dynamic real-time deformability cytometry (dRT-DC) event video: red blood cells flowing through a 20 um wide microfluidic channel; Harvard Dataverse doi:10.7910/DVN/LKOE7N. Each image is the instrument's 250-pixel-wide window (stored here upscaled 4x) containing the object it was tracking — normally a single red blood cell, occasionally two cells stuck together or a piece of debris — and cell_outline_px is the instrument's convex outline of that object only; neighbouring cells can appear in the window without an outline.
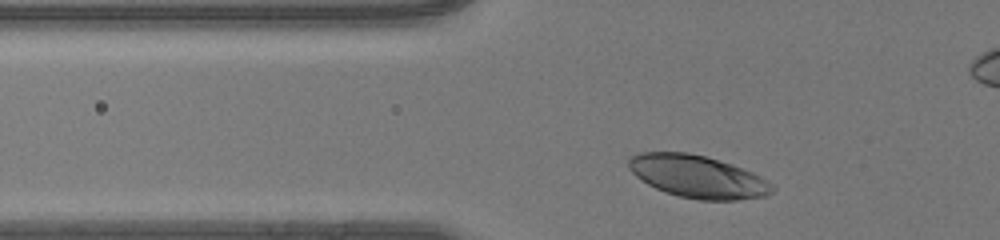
{"species": "human", "species_latin": "Homo sapiens", "temperature_condition": "room temperature", "stored_images_in_passage": 27, "camera_frame_rate_fps": 3000, "um_per_image_px": 0.085, "donor": {"sex": "male"}, "frame": {"image": 1, "passage_image": 2, "time_ms": 0.333, "image_size_px": [1000, 240], "cell_outline_px": [[776, 188], [772, 192], [764, 196], [736, 200], [700, 200], [680, 196], [664, 192], [648, 184], [636, 176], [628, 168], [628, 160], [632, 156], [640, 152], [688, 152], [704, 156], [732, 164], [752, 172], [768, 180]], "centroid_in_image_um": [59.31, 15.01], "position_along_channel_um": 66.5, "area_um2": 35.49}}
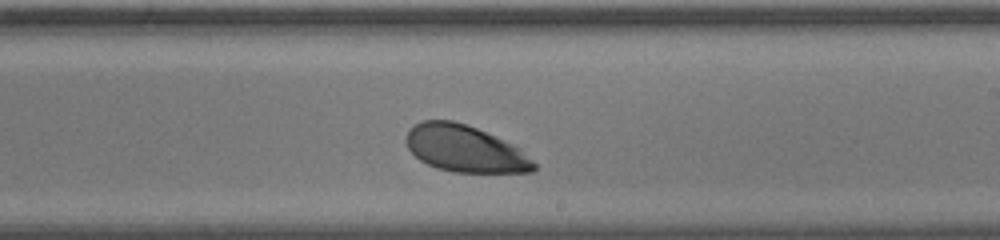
{"frame": {"image": 2, "passage_image": 16, "time_ms": 5.0, "image_size_px": [1000, 240], "cell_outline_px": [[536, 168], [532, 172], [452, 172], [436, 168], [420, 160], [408, 148], [404, 140], [408, 132], [420, 120], [452, 120], [476, 128], [504, 140], [520, 148], [536, 164]], "centroid_in_image_um": [39.51, 12.65], "position_along_channel_um": 249.5, "area_um2": 34.56}}
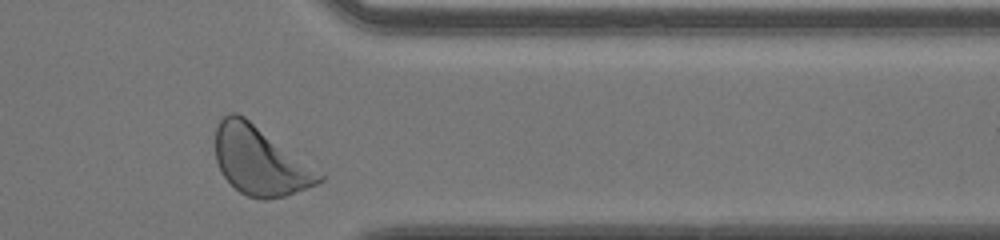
{"frame": {"image": 3, "passage_image": 26, "time_ms": 8.333, "image_size_px": [1000, 240], "cell_outline_px": [[324, 180], [320, 184], [284, 196], [264, 200], [248, 196], [240, 192], [224, 176], [216, 160], [216, 128], [220, 116], [228, 112], [236, 112], [244, 116], [324, 176]], "centroid_in_image_um": [22.06, 13.66], "position_along_channel_um": 389.3, "area_um2": 40.81}, "authors_computed_cell_mechanics": {"area_um2": 35.7782, "velocity_mm_per_s": 4.2335, "shape_relaxation_time_tau1_ms": 1.7059, "shape_relaxation_time_tau2_ms": null, "deformation_change_tau1": 0.1154, "deformation_change_tau2": null}}